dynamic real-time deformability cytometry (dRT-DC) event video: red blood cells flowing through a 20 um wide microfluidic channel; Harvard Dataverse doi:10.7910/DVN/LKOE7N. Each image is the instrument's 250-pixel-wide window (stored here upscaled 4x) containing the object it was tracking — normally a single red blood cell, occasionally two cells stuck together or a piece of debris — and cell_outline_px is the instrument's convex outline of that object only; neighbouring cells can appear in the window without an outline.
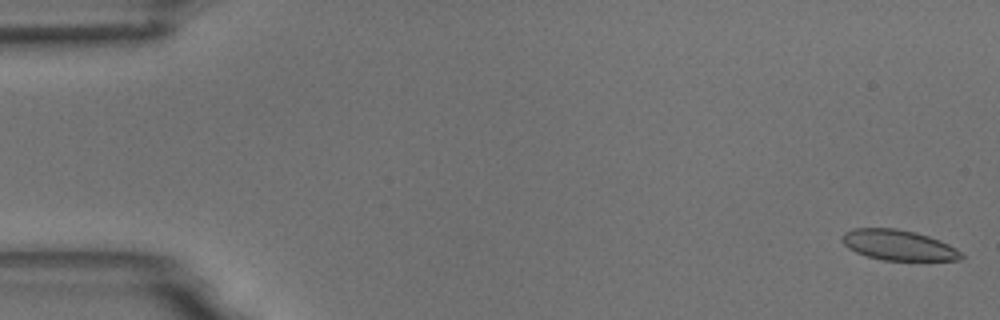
{"species": "common noctule bat (a hibernating species)", "species_latin": "Nyctalus noctula", "temperature_condition": "room temperature", "stored_images_in_passage": 54, "camera_frame_rate_fps": 3000, "um_per_image_px": 0.085, "animal": {"sex": "male", "body_mass_g": 18.8}, "frame": {"image": 1, "passage_image": 1, "time_ms": 0.0, "image_size_px": [1000, 320], "cell_outline_px": [[964, 256], [960, 260], [880, 260], [856, 252], [848, 248], [840, 240], [840, 236], [844, 232], [852, 228], [896, 228], [916, 232], [940, 240], [956, 248]], "centroid_in_image_um": [76.33, 20.82], "position_along_channel_um": 8.7, "area_um2": 21.21}}
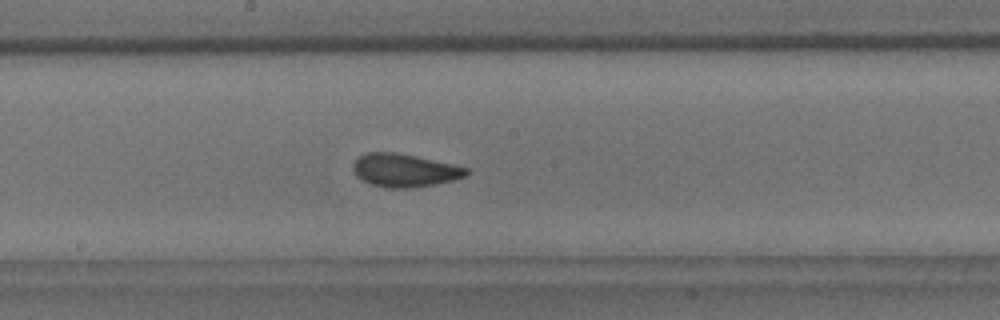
{"frame": {"image": 2, "passage_image": 29, "time_ms": 9.333, "image_size_px": [1000, 320], "cell_outline_px": [[468, 172], [464, 176], [456, 180], [412, 188], [388, 188], [372, 184], [356, 176], [352, 168], [352, 164], [364, 152], [396, 152], [416, 156], [452, 164], [468, 168]], "centroid_in_image_um": [34.37, 14.47], "position_along_channel_um": 213.8, "area_um2": 21.79}}
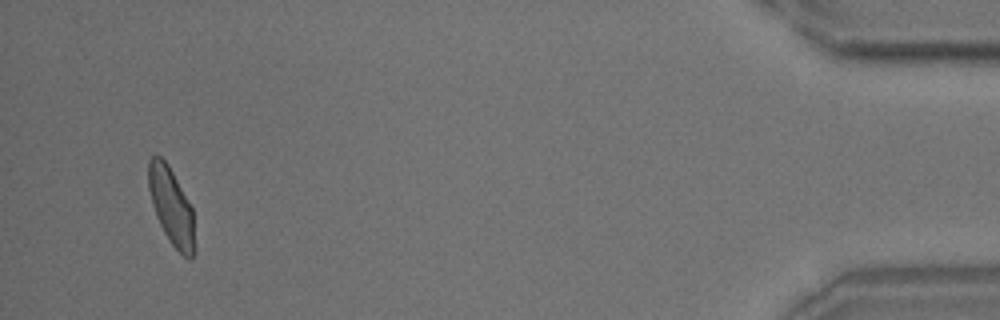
{"frame": {"image": 3, "passage_image": 52, "time_ms": 17.0, "image_size_px": [1000, 320], "cell_outline_px": [[192, 256], [188, 260], [172, 244], [164, 232], [156, 216], [152, 204], [148, 188], [148, 160], [156, 152], [168, 164], [192, 208]], "centroid_in_image_um": [14.49, 17.44], "position_along_channel_um": 420.7, "area_um2": 20.06}, "authors_computed_cell_mechanics": {"area_um2": 21.5016, "velocity_mm_per_s": 3.7014, "shape_relaxation_time_tau1_ms": 7.8086, "shape_relaxation_time_tau2_ms": 1.2532, "deformation_change_tau1": 0.1617, "deformation_change_tau2": 0.0674}}